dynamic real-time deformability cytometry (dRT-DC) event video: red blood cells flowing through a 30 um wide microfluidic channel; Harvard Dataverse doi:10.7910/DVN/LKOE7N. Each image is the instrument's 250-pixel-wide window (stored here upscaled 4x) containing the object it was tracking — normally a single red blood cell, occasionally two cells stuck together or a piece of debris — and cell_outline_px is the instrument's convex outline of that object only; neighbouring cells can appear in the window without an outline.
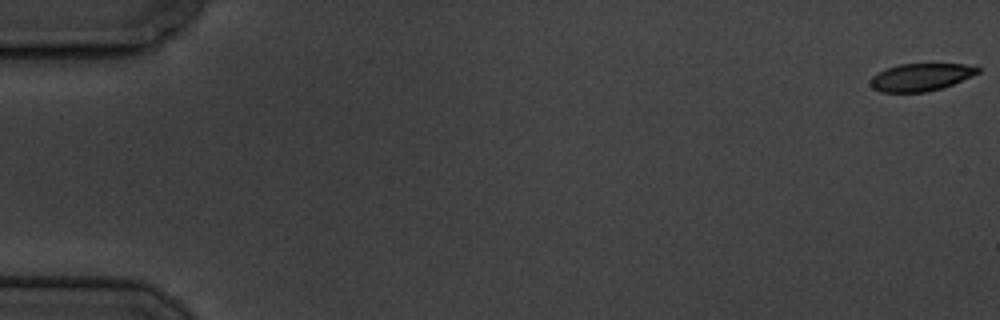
{"species": "common noctule bat (a hibernating species)", "species_latin": "Nyctalus noctula", "temperature_condition": "cold", "stored_images_in_passage": 58, "camera_frame_rate_fps": 3000, "um_per_image_px": 0.085, "animal": {"sex": "male", "body_mass_g": 19.5, "forearm_length_mm": 54.6}, "frame": {"image": 1, "passage_image": 1, "time_ms": 0.0, "image_size_px": [1000, 320], "cell_outline_px": [[980, 72], [952, 84], [940, 88], [924, 92], [880, 92], [872, 88], [872, 76], [888, 68], [900, 64], [964, 64], [980, 68]], "centroid_in_image_um": [78.27, 6.56], "position_along_channel_um": 6.7, "area_um2": 16.82}}
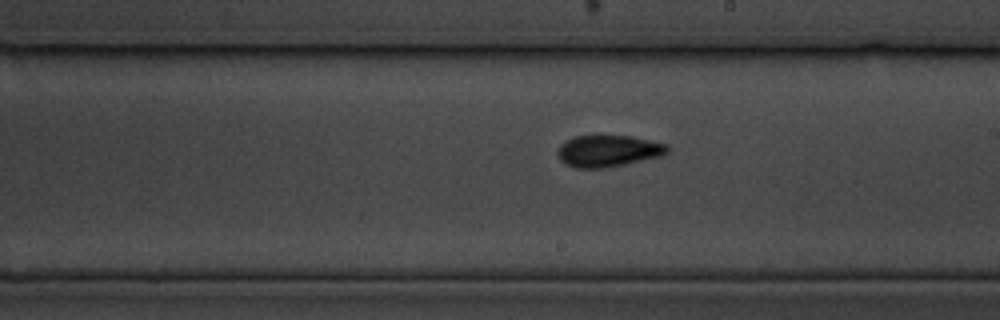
{"frame": {"image": 2, "passage_image": 34, "time_ms": 11.0, "image_size_px": [1000, 320], "cell_outline_px": [[668, 152], [660, 156], [624, 164], [604, 168], [576, 168], [560, 160], [556, 152], [560, 144], [576, 136], [600, 132], [632, 136], [668, 144]], "centroid_in_image_um": [51.67, 12.77], "position_along_channel_um": 237.3, "area_um2": 20.87}}
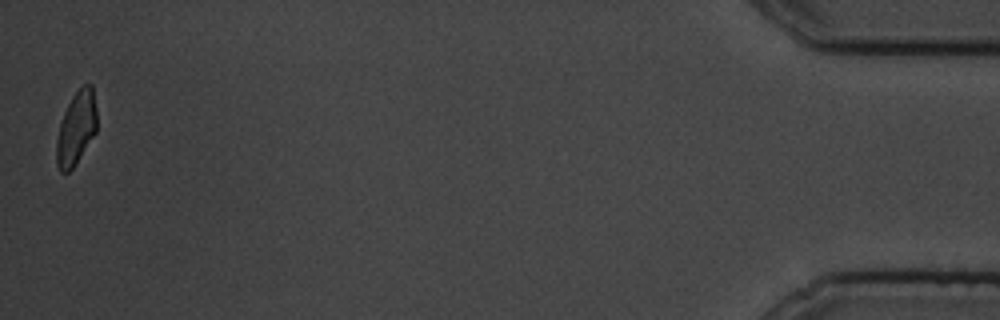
{"frame": {"image": 3, "passage_image": 58, "time_ms": 19.0, "image_size_px": [1000, 320], "cell_outline_px": [[96, 132], [76, 164], [68, 172], [60, 172], [56, 164], [56, 140], [60, 124], [64, 112], [72, 96], [84, 84], [92, 84], [96, 108]], "centroid_in_image_um": [6.47, 10.91], "position_along_channel_um": 428.7, "area_um2": 17.22}, "authors_computed_cell_mechanics": {"area_um2": 19.1607, "velocity_mm_per_s": 3.4988, "shape_relaxation_time_tau1_ms": 3.5179, "shape_relaxation_time_tau2_ms": 2.8737, "deformation_change_tau1": 0.1476, "deformation_change_tau2": 0.0618}}